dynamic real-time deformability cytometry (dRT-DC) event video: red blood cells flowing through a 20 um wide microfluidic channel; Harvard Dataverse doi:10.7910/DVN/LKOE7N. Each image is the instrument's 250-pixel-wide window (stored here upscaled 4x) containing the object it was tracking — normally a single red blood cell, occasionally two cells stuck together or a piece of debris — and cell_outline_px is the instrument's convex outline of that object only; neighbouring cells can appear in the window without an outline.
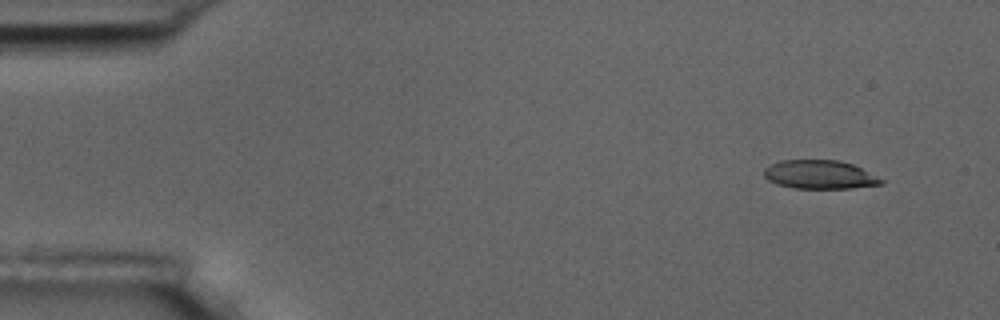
{"species": "common noctule bat (a hibernating species)", "species_latin": "Nyctalus noctula", "temperature_condition": "room temperature", "stored_images_in_passage": 6, "camera_frame_rate_fps": 3000, "um_per_image_px": 0.085, "animal": {"sex": "male", "body_mass_g": 17.5, "forearm_length_mm": 52.3}, "frame": {"image": 1, "passage_image": 1, "time_ms": 0.0, "image_size_px": [1000, 320], "cell_outline_px": [[884, 184], [852, 188], [792, 188], [776, 184], [768, 180], [764, 176], [764, 168], [780, 160], [840, 160], [852, 164], [884, 180]], "centroid_in_image_um": [69.65, 14.84], "position_along_channel_um": 15.3, "area_um2": 19.54}}
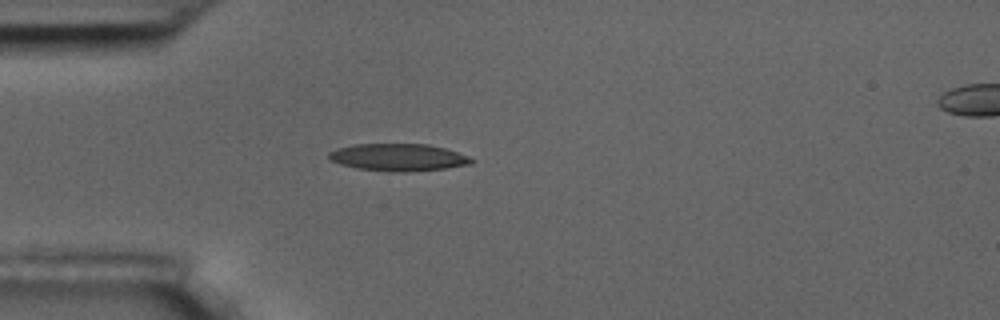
{"frame": {"image": 2, "passage_image": 4, "time_ms": 3.667, "image_size_px": [1000, 320], "cell_outline_px": [[476, 160], [472, 164], [444, 168], [400, 172], [392, 172], [356, 168], [340, 164], [332, 160], [328, 156], [328, 152], [336, 148], [356, 144], [428, 144], [444, 148], [456, 152]], "centroid_in_image_um": [33.83, 13.37], "position_along_channel_um": 51.2, "area_um2": 22.48}}